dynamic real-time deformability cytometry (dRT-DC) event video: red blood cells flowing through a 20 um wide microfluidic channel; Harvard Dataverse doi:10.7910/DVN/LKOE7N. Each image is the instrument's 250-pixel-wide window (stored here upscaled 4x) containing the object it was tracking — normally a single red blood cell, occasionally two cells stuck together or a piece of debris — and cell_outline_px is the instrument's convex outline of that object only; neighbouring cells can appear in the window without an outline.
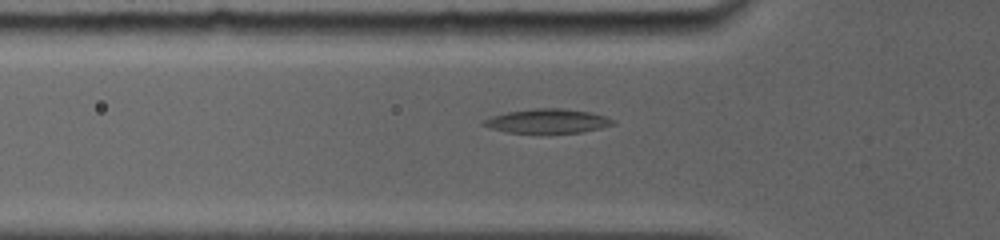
{"species": "common noctule bat (a hibernating species)", "species_latin": "Nyctalus noctula", "temperature_condition": "room temperature", "stored_images_in_passage": 12, "camera_frame_rate_fps": 5000, "um_per_image_px": 0.085, "animal": {"sex": "female", "body_mass_g": 19.0, "forearm_length_mm": 56.7}, "frame": {"image": 1, "passage_image": 4, "time_ms": 1.4, "image_size_px": [1000, 240], "cell_outline_px": [[616, 124], [600, 128], [580, 132], [540, 136], [508, 132], [488, 128], [480, 124], [480, 120], [492, 116], [508, 112], [532, 108], [564, 108], [588, 112], [604, 116], [616, 120]], "centroid_in_image_um": [46.48, 10.33], "position_along_channel_um": 79.3, "area_um2": 19.19}}
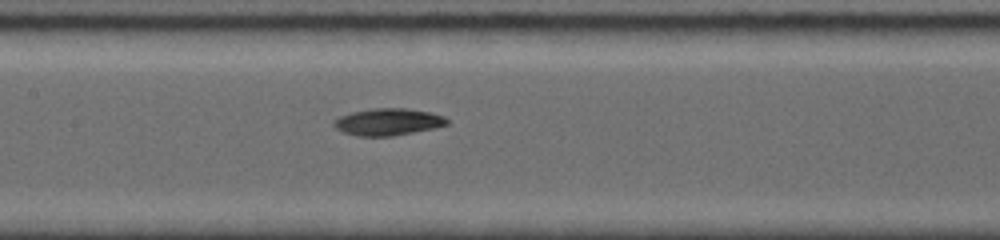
{"frame": {"image": 2, "passage_image": 9, "time_ms": 3.8, "image_size_px": [1000, 240], "cell_outline_px": [[448, 124], [432, 128], [392, 136], [356, 136], [344, 132], [336, 128], [332, 124], [332, 120], [340, 116], [352, 112], [372, 108], [408, 108], [428, 112], [444, 116], [448, 120]], "centroid_in_image_um": [32.94, 10.35], "position_along_channel_um": 174.5, "area_um2": 17.69}}
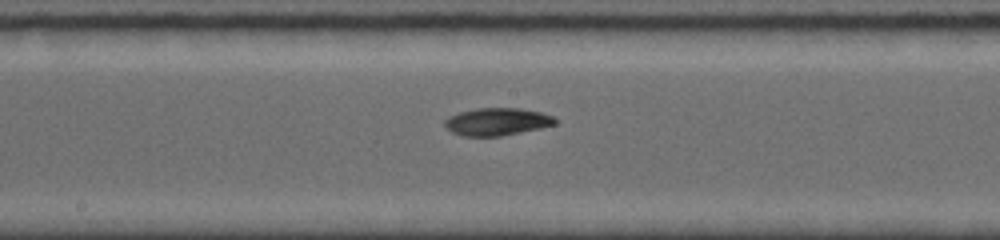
{"frame": {"image": 3, "passage_image": 11, "time_ms": 4.6, "image_size_px": [1000, 240], "cell_outline_px": [[556, 124], [540, 128], [500, 136], [460, 136], [452, 132], [444, 124], [444, 120], [448, 116], [460, 112], [476, 108], [520, 108], [540, 112], [552, 116], [556, 120]], "centroid_in_image_um": [42.22, 10.34], "position_along_channel_um": 206.0, "area_um2": 17.63}}